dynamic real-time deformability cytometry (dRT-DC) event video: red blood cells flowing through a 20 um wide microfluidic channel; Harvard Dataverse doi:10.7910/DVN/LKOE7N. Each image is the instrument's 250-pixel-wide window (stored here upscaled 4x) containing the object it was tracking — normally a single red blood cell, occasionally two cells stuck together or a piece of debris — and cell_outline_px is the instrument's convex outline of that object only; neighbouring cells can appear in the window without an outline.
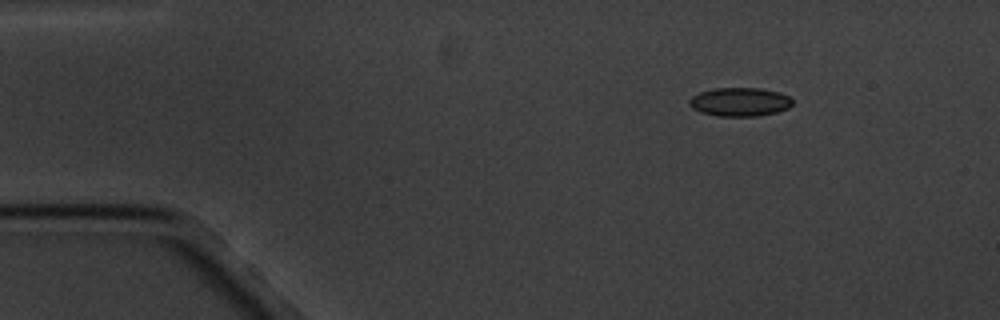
{"species": "common noctule bat (a hibernating species)", "species_latin": "Nyctalus noctula", "temperature_condition": "cold", "stored_images_in_passage": 6, "camera_frame_rate_fps": 3000, "um_per_image_px": 0.085, "animal": {"sex": "male", "body_mass_g": 20.1, "forearm_length_mm": 53.5}, "frame": {"image": 1, "passage_image": 2, "time_ms": 1.333, "image_size_px": [1000, 320], "cell_outline_px": [[792, 104], [788, 108], [776, 112], [760, 116], [720, 116], [700, 112], [692, 108], [688, 104], [688, 100], [692, 96], [700, 92], [712, 88], [760, 88], [780, 92], [788, 96], [792, 100]], "centroid_in_image_um": [62.86, 8.66], "position_along_channel_um": 22.1, "area_um2": 17.34}}
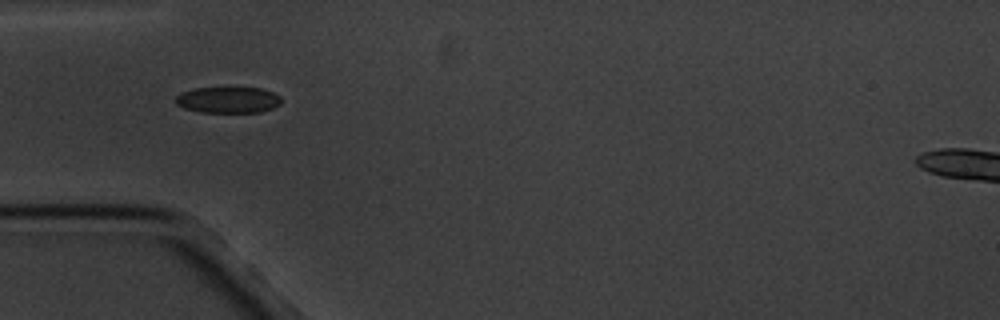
{"frame": {"image": 2, "passage_image": 5, "time_ms": 4.667, "image_size_px": [1000, 320], "cell_outline_px": [[280, 104], [272, 108], [260, 112], [200, 112], [184, 108], [176, 104], [176, 96], [180, 92], [196, 88], [260, 88], [272, 92], [280, 96]], "centroid_in_image_um": [19.36, 8.49], "position_along_channel_um": 65.6, "area_um2": 16.01}}
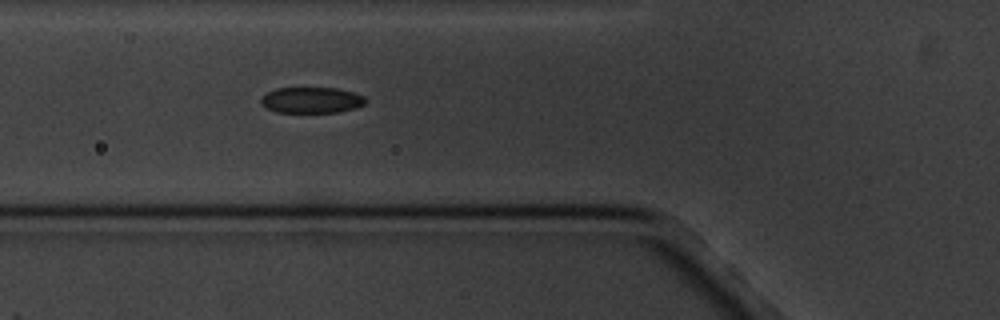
{"frame": {"image": 3, "passage_image": 6, "time_ms": 5.667, "image_size_px": [1000, 320], "cell_outline_px": [[368, 100], [364, 104], [356, 108], [336, 112], [276, 112], [264, 108], [260, 104], [260, 96], [276, 88], [336, 88], [352, 92], [364, 96]], "centroid_in_image_um": [26.44, 8.51], "position_along_channel_um": 99.4, "area_um2": 15.95}}